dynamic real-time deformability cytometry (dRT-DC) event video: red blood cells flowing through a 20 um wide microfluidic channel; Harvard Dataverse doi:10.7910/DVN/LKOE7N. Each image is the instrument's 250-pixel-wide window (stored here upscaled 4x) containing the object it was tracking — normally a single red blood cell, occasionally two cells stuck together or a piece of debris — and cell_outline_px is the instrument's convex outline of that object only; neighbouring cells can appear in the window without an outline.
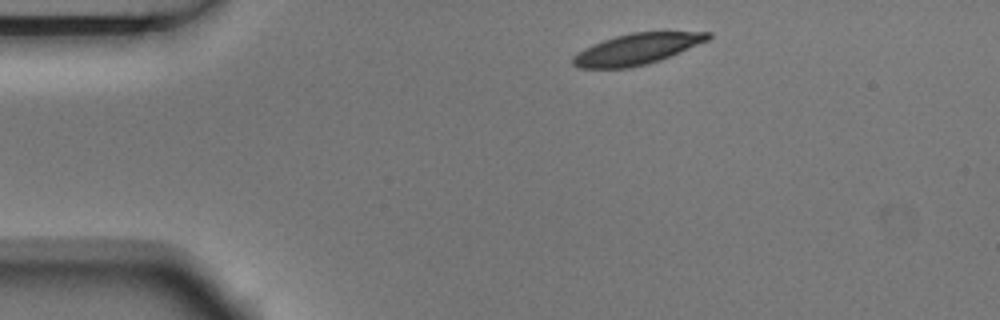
{"species": "Egyptian fruit bat (a non-hibernating species)", "species_latin": "Rousettus aegyptiacus", "temperature_condition": "room temperature", "stored_images_in_passage": 7, "camera_frame_rate_fps": 3000, "um_per_image_px": 0.085, "animal": {"sex": "male"}, "frame": {"image": 1, "passage_image": 1, "time_ms": 0.0, "image_size_px": [1000, 320], "cell_outline_px": [[712, 36], [708, 40], [660, 60], [648, 64], [628, 68], [576, 68], [572, 64], [572, 56], [584, 48], [592, 44], [628, 32], [712, 32]], "centroid_in_image_um": [54.09, 4.17], "position_along_channel_um": 30.9, "area_um2": 24.33}}
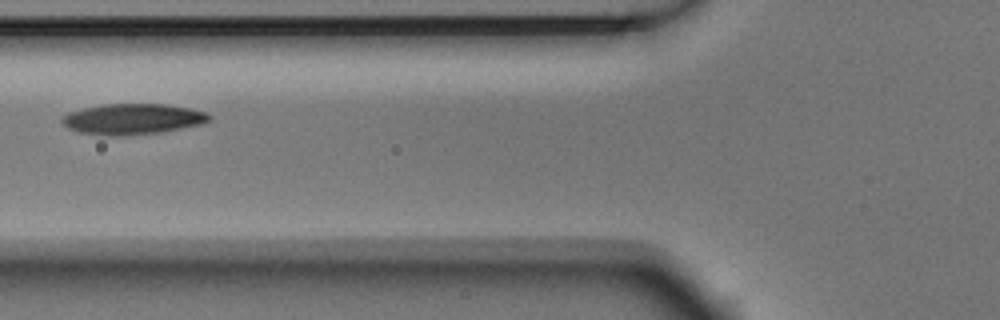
{"frame": {"image": 2, "passage_image": 4, "time_ms": 1.0, "image_size_px": [1000, 320], "cell_outline_px": [[212, 120], [204, 124], [160, 132], [116, 136], [80, 132], [68, 128], [60, 120], [68, 112], [84, 108], [104, 104], [164, 104], [188, 108], [208, 112], [212, 116]], "centroid_in_image_um": [11.33, 10.11], "position_along_channel_um": 114.5, "area_um2": 26.24}}
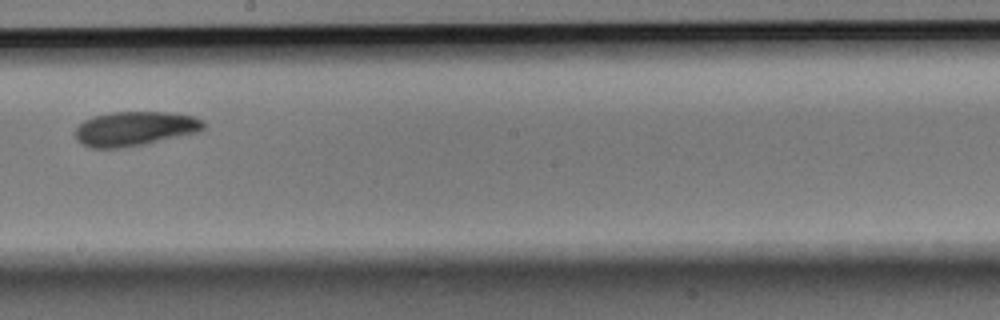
{"frame": {"image": 3, "passage_image": 7, "time_ms": 2.0, "image_size_px": [1000, 320], "cell_outline_px": [[204, 128], [200, 132], [144, 144], [120, 148], [92, 148], [76, 140], [76, 128], [84, 120], [92, 116], [108, 112], [168, 112], [192, 116], [200, 120], [204, 124]], "centroid_in_image_um": [11.44, 10.93], "position_along_channel_um": 236.8, "area_um2": 25.66}}